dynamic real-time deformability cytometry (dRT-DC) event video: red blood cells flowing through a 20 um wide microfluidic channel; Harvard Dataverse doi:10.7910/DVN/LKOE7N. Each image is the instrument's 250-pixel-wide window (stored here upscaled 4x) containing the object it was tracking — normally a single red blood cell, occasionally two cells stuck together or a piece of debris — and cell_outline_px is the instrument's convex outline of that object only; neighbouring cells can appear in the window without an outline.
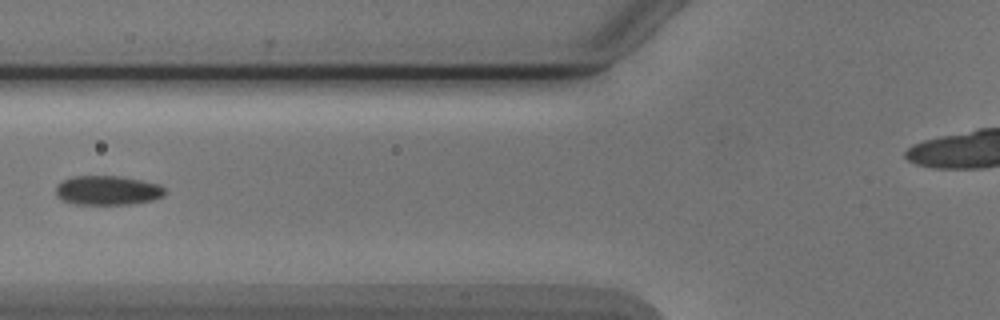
{"species": "Egyptian fruit bat (a non-hibernating species)", "species_latin": "Rousettus aegyptiacus", "temperature_condition": "cold", "stored_images_in_passage": 3, "camera_frame_rate_fps": 3000, "um_per_image_px": 0.085, "animal": {"sex": "male"}, "frame": {"image": 1, "passage_image": 3, "time_ms": 2.333, "image_size_px": [1000, 320], "cell_outline_px": [[168, 192], [164, 196], [152, 200], [132, 204], [76, 204], [60, 200], [56, 196], [56, 184], [72, 176], [120, 176], [160, 184]], "centroid_in_image_um": [9.15, 16.18], "position_along_channel_um": 116.7, "area_um2": 18.84}}